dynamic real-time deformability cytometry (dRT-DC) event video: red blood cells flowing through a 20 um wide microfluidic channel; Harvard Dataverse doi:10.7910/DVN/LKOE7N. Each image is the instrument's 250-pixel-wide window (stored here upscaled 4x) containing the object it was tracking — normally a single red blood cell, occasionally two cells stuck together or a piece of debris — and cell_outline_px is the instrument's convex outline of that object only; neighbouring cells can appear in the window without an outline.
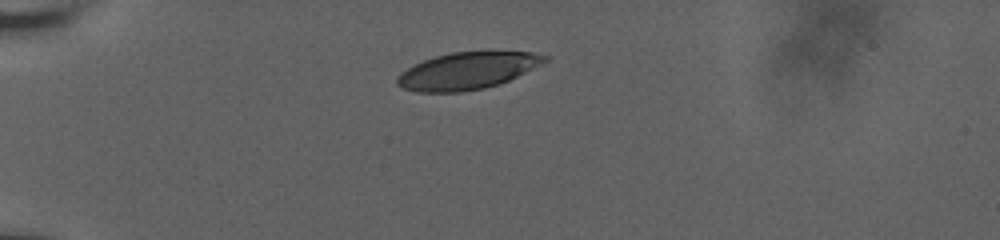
{"species": "human", "species_latin": "Homo sapiens", "temperature_condition": "room temperature", "stored_images_in_passage": 26, "camera_frame_rate_fps": 3000, "um_per_image_px": 0.085, "donor": {"sex": "male"}, "frame": {"image": 1, "passage_image": 1, "time_ms": 0.0, "image_size_px": [1000, 240], "cell_outline_px": [[548, 60], [500, 84], [484, 88], [460, 92], [416, 92], [404, 88], [396, 84], [396, 76], [408, 68], [424, 60], [436, 56], [452, 52], [532, 52], [548, 56]], "centroid_in_image_um": [39.69, 6.03], "position_along_channel_um": 45.3, "area_um2": 31.33}}
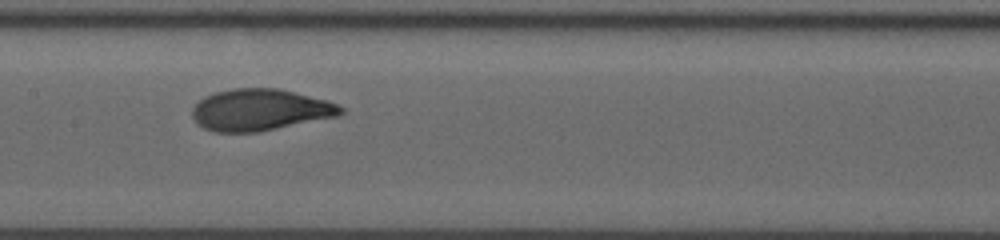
{"frame": {"image": 2, "passage_image": 14, "time_ms": 5.0, "image_size_px": [1000, 240], "cell_outline_px": [[344, 112], [336, 116], [256, 132], [216, 132], [204, 128], [196, 124], [192, 116], [192, 108], [204, 96], [216, 92], [232, 88], [280, 88], [328, 100], [344, 108]], "centroid_in_image_um": [22.08, 9.32], "position_along_channel_um": 185.3, "area_um2": 35.89}}
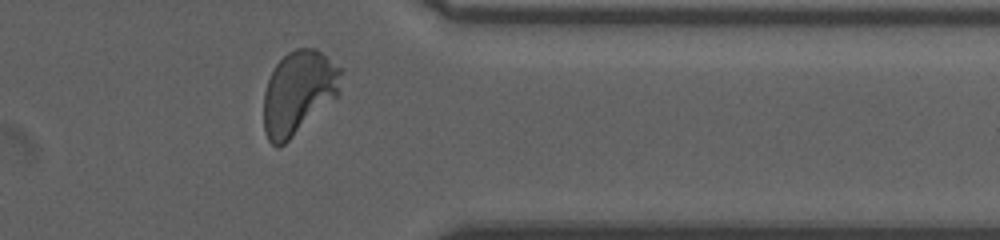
{"frame": {"image": 3, "passage_image": 24, "time_ms": 10.667, "image_size_px": [1000, 240], "cell_outline_px": [[344, 72], [340, 92], [336, 96], [280, 148], [276, 148], [268, 140], [264, 132], [264, 92], [268, 80], [276, 64], [288, 52], [296, 48], [316, 48], [344, 68]], "centroid_in_image_um": [25.39, 7.83], "position_along_channel_um": 386.0, "area_um2": 37.74}, "authors_computed_cell_mechanics": {"area_um2": 35.7204, "velocity_mm_per_s": 3.6507, "shape_relaxation_time_tau1_ms": 3.2731, "shape_relaxation_time_tau2_ms": null, "deformation_change_tau1": 0.1554, "deformation_change_tau2": null}}